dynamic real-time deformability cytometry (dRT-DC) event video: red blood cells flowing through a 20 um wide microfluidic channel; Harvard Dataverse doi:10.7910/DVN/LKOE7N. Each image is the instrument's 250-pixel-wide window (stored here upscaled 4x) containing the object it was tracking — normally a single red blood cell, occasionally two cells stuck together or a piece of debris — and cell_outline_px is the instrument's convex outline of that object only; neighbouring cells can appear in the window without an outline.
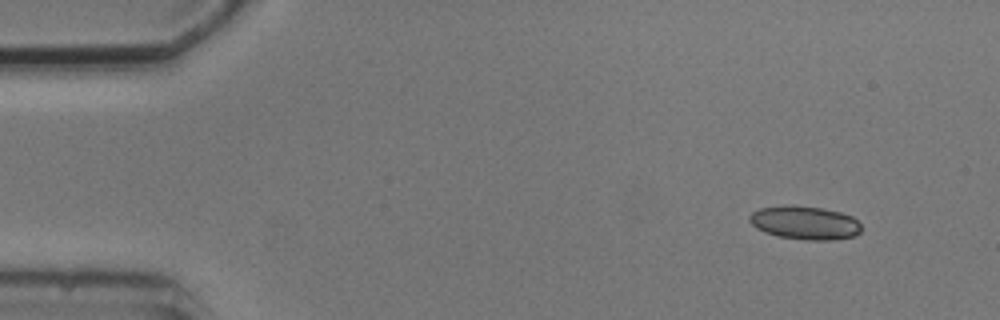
{"species": "common noctule bat (a hibernating species)", "species_latin": "Nyctalus noctula", "temperature_condition": "cold", "stored_images_in_passage": 4, "camera_frame_rate_fps": 3000, "um_per_image_px": 0.085, "animal": {"sex": "male", "body_mass_g": 20.5, "forearm_length_mm": 52.5}, "frame": {"image": 1, "passage_image": 1, "time_ms": 0.0, "image_size_px": [1000, 320], "cell_outline_px": [[860, 232], [856, 236], [832, 240], [808, 240], [776, 236], [764, 232], [756, 228], [748, 220], [748, 216], [752, 212], [760, 208], [824, 208], [840, 212], [852, 216], [860, 224]], "centroid_in_image_um": [68.44, 18.99], "position_along_channel_um": 16.6, "area_um2": 21.15}}